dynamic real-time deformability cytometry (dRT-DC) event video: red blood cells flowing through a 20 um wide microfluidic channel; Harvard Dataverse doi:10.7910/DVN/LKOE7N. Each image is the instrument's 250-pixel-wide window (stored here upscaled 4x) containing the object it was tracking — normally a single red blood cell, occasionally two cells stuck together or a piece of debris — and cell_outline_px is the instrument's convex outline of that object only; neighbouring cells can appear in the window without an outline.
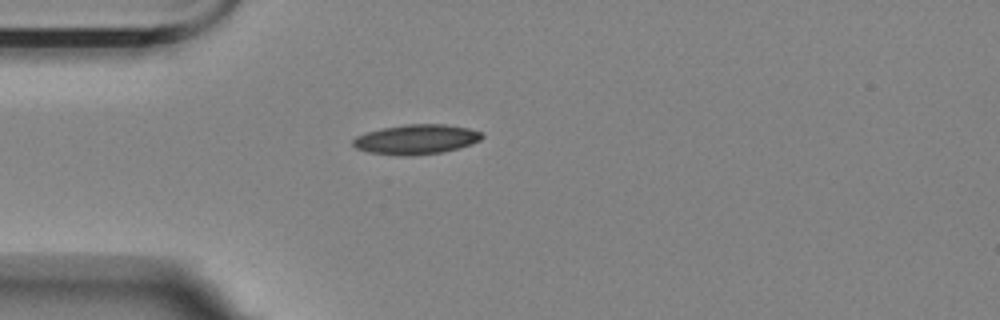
{"species": "Egyptian fruit bat (a non-hibernating species)", "species_latin": "Rousettus aegyptiacus", "temperature_condition": "room temperature", "stored_images_in_passage": 2, "camera_frame_rate_fps": 3000, "um_per_image_px": 0.085, "animal": {"sex": "female"}, "frame": {"image": 1, "passage_image": 1, "time_ms": 0.0, "image_size_px": [1000, 320], "cell_outline_px": [[484, 136], [480, 140], [472, 144], [460, 148], [444, 152], [408, 156], [404, 156], [368, 152], [356, 148], [352, 144], [352, 140], [356, 136], [380, 128], [404, 124], [444, 124], [468, 128], [480, 132]], "centroid_in_image_um": [35.38, 11.84], "position_along_channel_um": 49.6, "area_um2": 22.48}}